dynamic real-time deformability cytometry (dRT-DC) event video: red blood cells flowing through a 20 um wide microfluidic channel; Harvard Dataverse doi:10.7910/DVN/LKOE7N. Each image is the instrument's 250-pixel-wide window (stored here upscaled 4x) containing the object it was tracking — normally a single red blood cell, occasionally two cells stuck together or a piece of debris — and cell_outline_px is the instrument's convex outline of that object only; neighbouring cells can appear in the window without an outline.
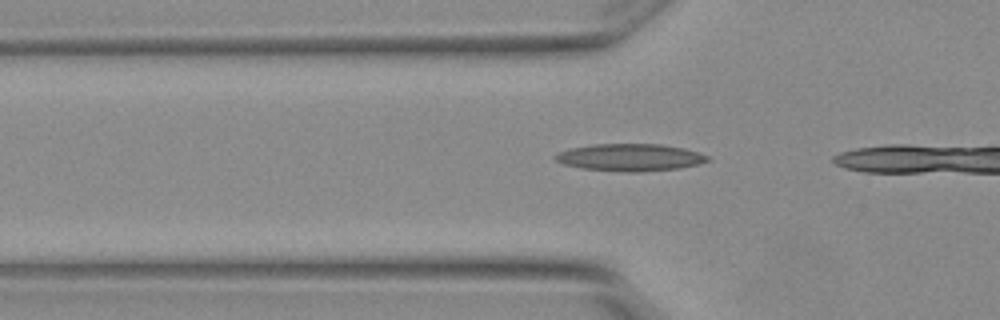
{"species": "Egyptian fruit bat (a non-hibernating species)", "species_latin": "Rousettus aegyptiacus", "temperature_condition": "warm", "stored_images_in_passage": 4, "camera_frame_rate_fps": 3000, "um_per_image_px": 0.085, "animal": {"sex": "female"}, "frame": {"image": 1, "passage_image": 3, "time_ms": 0.667, "image_size_px": [1000, 320], "cell_outline_px": [[712, 160], [700, 164], [680, 168], [640, 172], [628, 172], [580, 168], [564, 164], [556, 160], [556, 156], [560, 152], [572, 148], [592, 144], [660, 144], [684, 148], [708, 156]], "centroid_in_image_um": [53.61, 13.38], "position_along_channel_um": 72.2, "area_um2": 24.04}}